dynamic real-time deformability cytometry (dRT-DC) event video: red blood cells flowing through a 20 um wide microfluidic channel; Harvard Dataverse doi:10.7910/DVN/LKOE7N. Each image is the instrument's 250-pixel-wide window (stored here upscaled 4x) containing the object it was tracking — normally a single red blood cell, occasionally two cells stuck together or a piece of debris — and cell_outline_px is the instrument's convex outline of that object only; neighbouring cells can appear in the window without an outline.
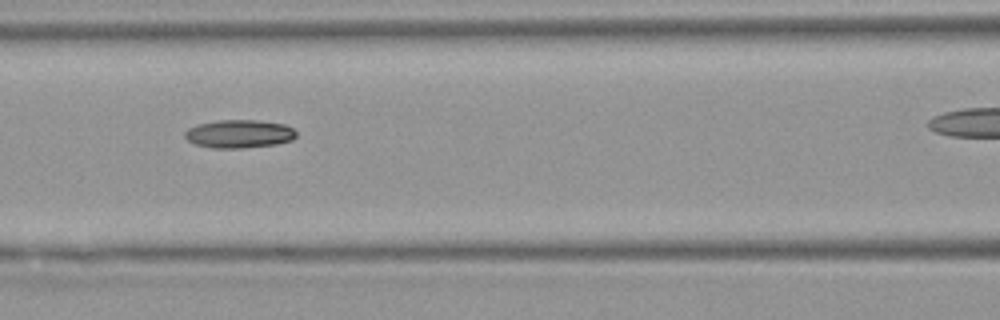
{"species": "Egyptian fruit bat (a non-hibernating species)", "species_latin": "Rousettus aegyptiacus", "temperature_condition": "warm", "stored_images_in_passage": 8, "camera_frame_rate_fps": 3000, "um_per_image_px": 0.085, "animal": {"sex": "female"}, "frame": {"image": 1, "passage_image": 6, "time_ms": 6.333, "image_size_px": [1000, 320], "cell_outline_px": [[296, 136], [292, 140], [276, 144], [240, 148], [212, 148], [196, 144], [188, 140], [184, 136], [184, 132], [188, 128], [196, 124], [216, 120], [256, 120], [284, 124], [292, 128], [296, 132]], "centroid_in_image_um": [20.3, 11.37], "position_along_channel_um": 146.3, "area_um2": 18.32}}
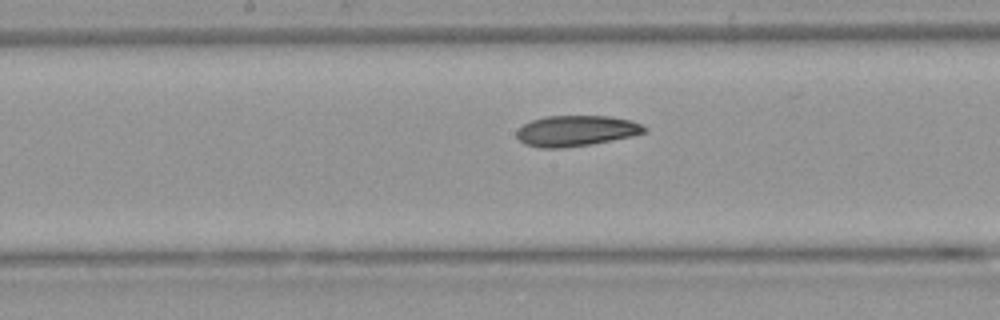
{"frame": {"image": 2, "passage_image": 8, "time_ms": 9.333, "image_size_px": [1000, 320], "cell_outline_px": [[648, 132], [632, 136], [592, 144], [560, 148], [540, 148], [524, 144], [516, 136], [516, 128], [532, 120], [544, 116], [608, 116], [632, 120], [648, 128]], "centroid_in_image_um": [48.97, 11.12], "position_along_channel_um": 199.2, "area_um2": 23.06}}